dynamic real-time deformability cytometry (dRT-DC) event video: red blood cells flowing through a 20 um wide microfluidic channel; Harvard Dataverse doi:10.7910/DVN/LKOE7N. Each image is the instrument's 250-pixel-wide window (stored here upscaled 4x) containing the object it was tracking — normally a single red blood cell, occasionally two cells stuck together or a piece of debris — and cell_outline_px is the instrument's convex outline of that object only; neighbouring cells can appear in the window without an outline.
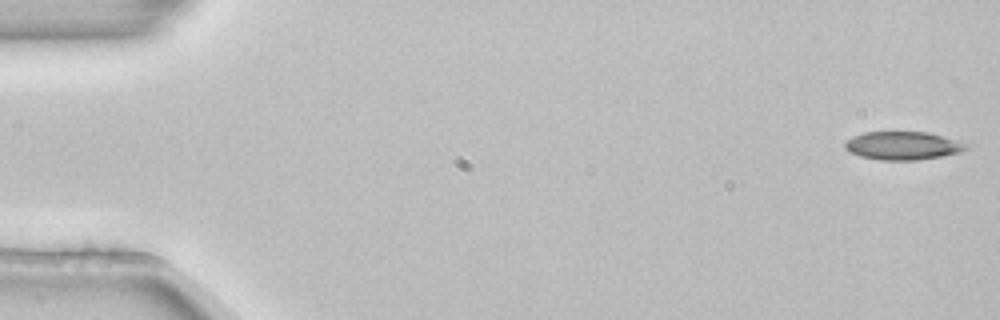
{"species": "common noctule bat (a hibernating species)", "species_latin": "Nyctalus noctula", "temperature_condition": "room temperature", "stored_images_in_passage": 4, "camera_frame_rate_fps": 3000, "um_per_image_px": 0.085, "animal": {"sex": "female", "body_mass_g": 22.7, "forearm_length_mm": 54.2}, "frame": {"image": 1, "passage_image": 1, "time_ms": 0.0, "image_size_px": [1000, 320], "cell_outline_px": [[968, 148], [960, 152], [940, 156], [916, 160], [880, 160], [860, 156], [848, 152], [844, 148], [844, 144], [852, 136], [864, 132], [928, 132], [968, 144]], "centroid_in_image_um": [76.69, 12.38], "position_along_channel_um": 8.3, "area_um2": 19.83}}
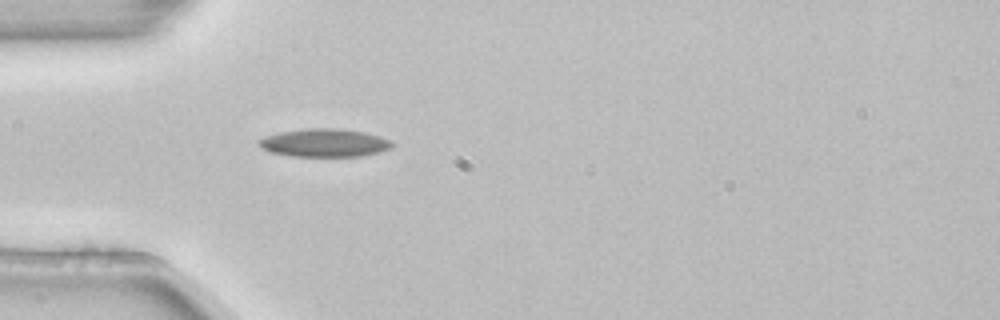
{"frame": {"image": 2, "passage_image": 4, "time_ms": 1.0, "image_size_px": [1000, 320], "cell_outline_px": [[396, 144], [392, 148], [380, 152], [364, 156], [292, 156], [268, 152], [260, 148], [260, 140], [264, 136], [280, 132], [308, 128], [336, 128], [364, 132], [380, 136], [392, 140]], "centroid_in_image_um": [27.63, 12.14], "position_along_channel_um": 57.4, "area_um2": 22.02}}